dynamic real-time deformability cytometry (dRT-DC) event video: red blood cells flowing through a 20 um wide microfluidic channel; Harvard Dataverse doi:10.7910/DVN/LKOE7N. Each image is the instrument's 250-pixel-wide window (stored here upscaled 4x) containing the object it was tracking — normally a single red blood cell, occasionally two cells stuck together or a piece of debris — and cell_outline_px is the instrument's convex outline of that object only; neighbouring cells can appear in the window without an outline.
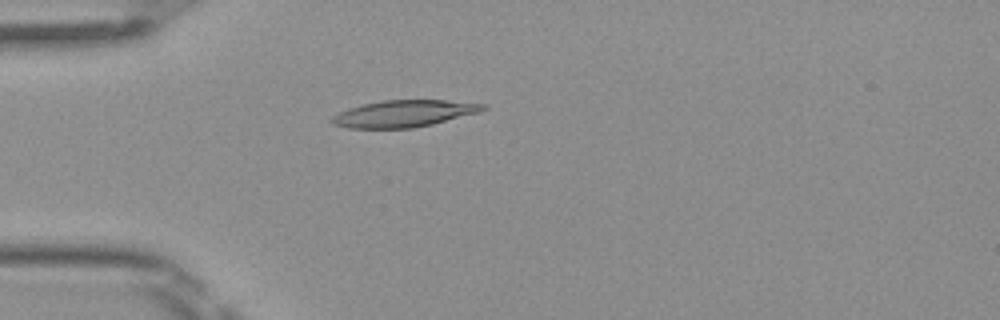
{"species": "Egyptian fruit bat (a non-hibernating species)", "species_latin": "Rousettus aegyptiacus", "temperature_condition": "room temperature", "stored_images_in_passage": 4, "camera_frame_rate_fps": 3000, "um_per_image_px": 0.085, "frame": {"image": 1, "passage_image": 4, "time_ms": 1.0, "image_size_px": [1000, 320], "cell_outline_px": [[488, 108], [480, 112], [432, 124], [412, 128], [348, 128], [332, 124], [328, 120], [332, 116], [348, 108], [380, 100], [444, 100], [488, 104]], "centroid_in_image_um": [34.33, 9.65], "position_along_channel_um": 50.7, "area_um2": 23.7}}